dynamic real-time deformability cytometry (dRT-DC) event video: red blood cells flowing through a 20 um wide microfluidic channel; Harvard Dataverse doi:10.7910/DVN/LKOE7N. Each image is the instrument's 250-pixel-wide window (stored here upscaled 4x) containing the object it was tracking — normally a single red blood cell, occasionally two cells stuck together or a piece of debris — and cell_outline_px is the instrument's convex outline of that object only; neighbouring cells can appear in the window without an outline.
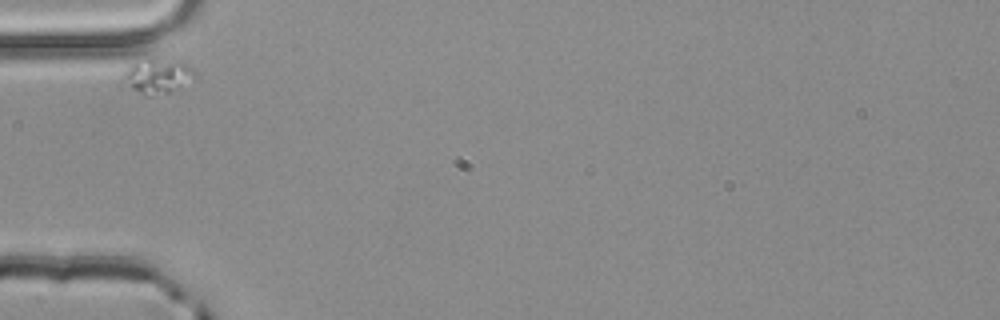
{"species": "common noctule bat (a hibernating species)", "species_latin": "Nyctalus noctula", "temperature_condition": "room temperature", "stored_images_in_passage": 1, "camera_frame_rate_fps": 3000, "um_per_image_px": 0.085, "animal": {"sex": "male", "body_mass_g": 20.4}, "frame": {"image": 1, "passage_image": 1, "time_ms": 0.0, "image_size_px": [1000, 320], "cell_outline_px": [[196, 76], [168, 92], [148, 96], [144, 96], [120, 84], [128, 68], [132, 64], [148, 56], [184, 64], [196, 68]], "centroid_in_image_um": [13.31, 6.46], "position_along_channel_um": 71.7, "area_um2": 14.39}}